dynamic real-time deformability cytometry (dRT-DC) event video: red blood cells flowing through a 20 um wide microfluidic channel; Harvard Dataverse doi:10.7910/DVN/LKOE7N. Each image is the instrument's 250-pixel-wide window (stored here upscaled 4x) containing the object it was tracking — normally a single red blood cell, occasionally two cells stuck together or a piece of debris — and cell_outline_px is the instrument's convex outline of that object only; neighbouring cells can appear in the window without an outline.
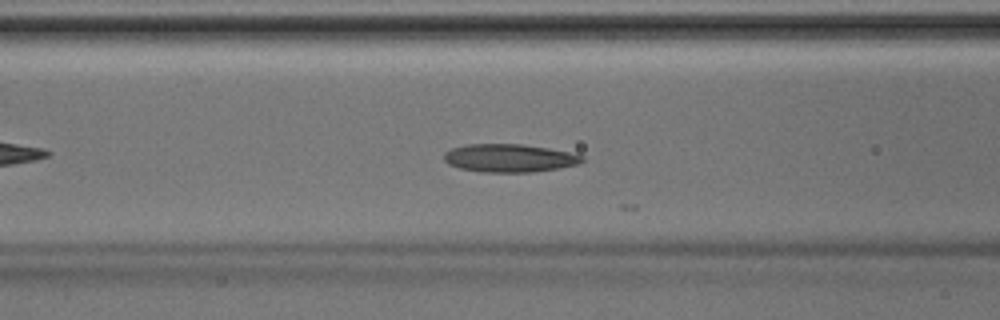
{"species": "Egyptian fruit bat (a non-hibernating species)", "species_latin": "Rousettus aegyptiacus", "temperature_condition": "room temperature", "stored_images_in_passage": 12, "camera_frame_rate_fps": 3000, "um_per_image_px": 0.085, "animal": {"sex": "male"}, "frame": {"image": 1, "passage_image": 10, "time_ms": 3.0, "image_size_px": [1000, 320], "cell_outline_px": [[584, 160], [580, 164], [560, 168], [532, 172], [484, 172], [460, 168], [448, 164], [444, 160], [444, 152], [452, 148], [468, 144], [520, 144], [548, 148], [568, 152], [584, 156]], "centroid_in_image_um": [43.31, 13.44], "position_along_channel_um": 123.3, "area_um2": 22.6}}